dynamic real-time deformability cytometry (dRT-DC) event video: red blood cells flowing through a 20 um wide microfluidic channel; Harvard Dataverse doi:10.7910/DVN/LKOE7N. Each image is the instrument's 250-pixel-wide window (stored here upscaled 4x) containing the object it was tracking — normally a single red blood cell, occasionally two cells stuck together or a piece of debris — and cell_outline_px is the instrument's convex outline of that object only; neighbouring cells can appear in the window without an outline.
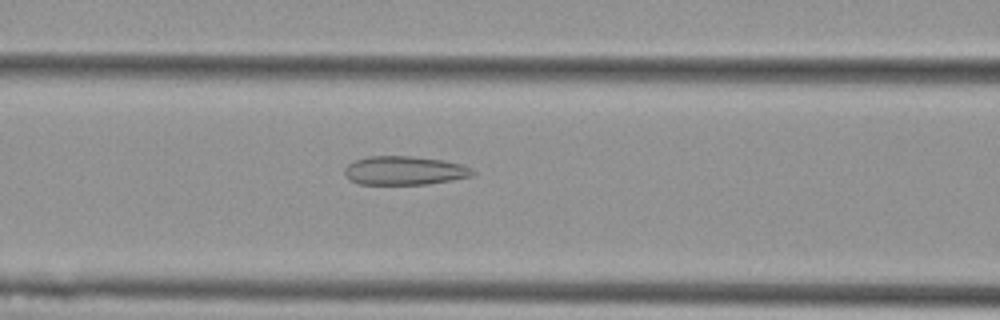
{"species": "Egyptian fruit bat (a non-hibernating species)", "species_latin": "Rousettus aegyptiacus", "temperature_condition": "cold", "stored_images_in_passage": 46, "camera_frame_rate_fps": 3000, "um_per_image_px": 0.085, "animal": {"sex": "female"}, "frame": {"image": 1, "passage_image": 22, "time_ms": 7.0, "image_size_px": [1000, 320], "cell_outline_px": [[476, 172], [472, 176], [452, 180], [428, 184], [360, 184], [348, 180], [344, 172], [344, 168], [348, 164], [356, 160], [368, 156], [412, 156], [440, 160], [460, 164], [472, 168]], "centroid_in_image_um": [34.36, 14.5], "position_along_channel_um": 132.2, "area_um2": 21.44}}
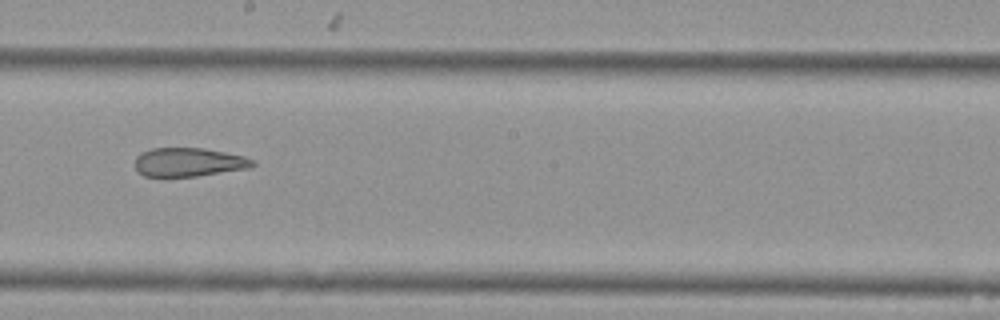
{"frame": {"image": 2, "passage_image": 30, "time_ms": 9.667, "image_size_px": [1000, 320], "cell_outline_px": [[256, 164], [252, 168], [196, 176], [144, 176], [136, 172], [136, 156], [140, 152], [152, 148], [204, 148], [244, 156], [256, 160]], "centroid_in_image_um": [16.07, 13.78], "position_along_channel_um": 232.1, "area_um2": 19.88}}
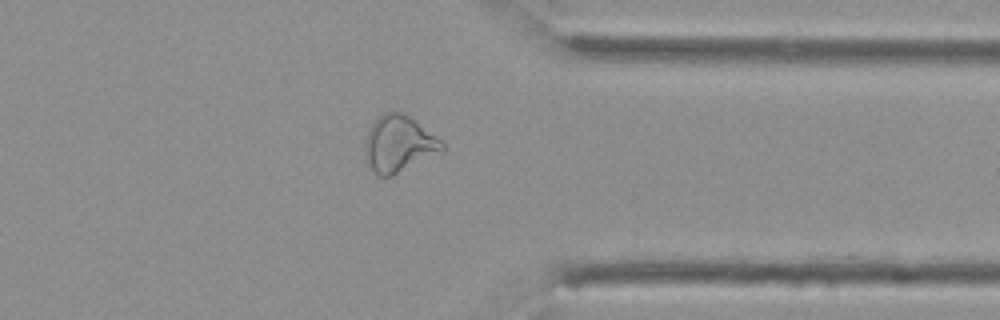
{"frame": {"image": 3, "passage_image": 42, "time_ms": 13.667, "image_size_px": [1000, 320], "cell_outline_px": [[444, 148], [392, 176], [380, 176], [372, 172], [368, 168], [364, 156], [364, 144], [368, 128], [384, 112], [392, 108], [408, 116], [436, 136], [444, 144]], "centroid_in_image_um": [33.79, 12.22], "position_along_channel_um": 377.6, "area_um2": 25.09}, "authors_computed_cell_mechanics": {"area_um2": 23.3512, "velocity_mm_per_s": 3.7686, "shape_relaxation_time_tau1_ms": null, "shape_relaxation_time_tau2_ms": 2.4318, "deformation_change_tau1": null, "deformation_change_tau2": 0.104}}